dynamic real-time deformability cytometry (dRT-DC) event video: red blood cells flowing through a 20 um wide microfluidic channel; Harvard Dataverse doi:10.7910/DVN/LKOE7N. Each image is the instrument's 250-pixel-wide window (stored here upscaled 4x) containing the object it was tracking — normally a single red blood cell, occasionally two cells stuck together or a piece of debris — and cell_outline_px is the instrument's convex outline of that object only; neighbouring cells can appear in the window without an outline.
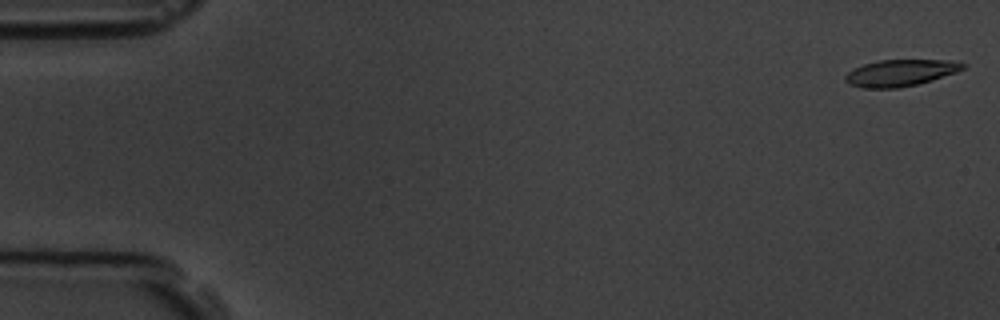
{"species": "common noctule bat (a hibernating species)", "species_latin": "Nyctalus noctula", "temperature_condition": "room temperature", "stored_images_in_passage": 6, "camera_frame_rate_fps": 3000, "um_per_image_px": 0.085, "animal": {"sex": "male", "body_mass_g": 19.5, "forearm_length_mm": 54.6}, "frame": {"image": 1, "passage_image": 1, "time_ms": 0.0, "image_size_px": [1000, 320], "cell_outline_px": [[968, 64], [964, 68], [956, 72], [932, 80], [900, 88], [860, 88], [848, 84], [844, 80], [844, 76], [848, 72], [864, 64], [880, 60], [952, 60]], "centroid_in_image_um": [76.53, 6.2], "position_along_channel_um": 8.5, "area_um2": 18.26}}
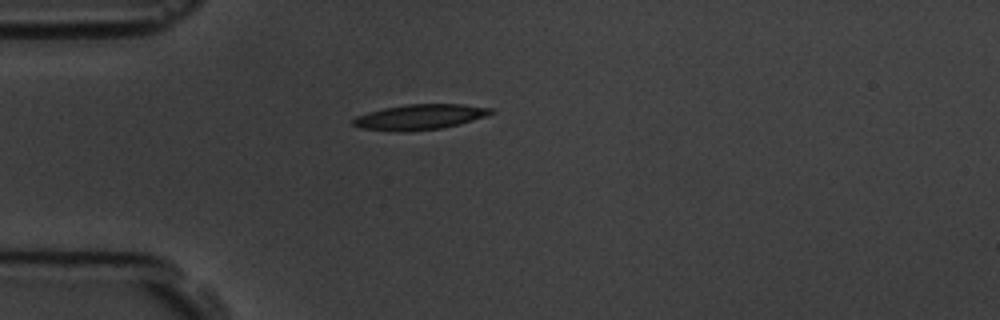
{"frame": {"image": 2, "passage_image": 5, "time_ms": 4.667, "image_size_px": [1000, 320], "cell_outline_px": [[496, 112], [484, 116], [444, 128], [408, 132], [396, 132], [360, 128], [352, 124], [352, 120], [356, 116], [368, 112], [384, 108], [408, 104], [464, 104], [492, 108]], "centroid_in_image_um": [35.66, 9.95], "position_along_channel_um": 49.3, "area_um2": 20.4}}